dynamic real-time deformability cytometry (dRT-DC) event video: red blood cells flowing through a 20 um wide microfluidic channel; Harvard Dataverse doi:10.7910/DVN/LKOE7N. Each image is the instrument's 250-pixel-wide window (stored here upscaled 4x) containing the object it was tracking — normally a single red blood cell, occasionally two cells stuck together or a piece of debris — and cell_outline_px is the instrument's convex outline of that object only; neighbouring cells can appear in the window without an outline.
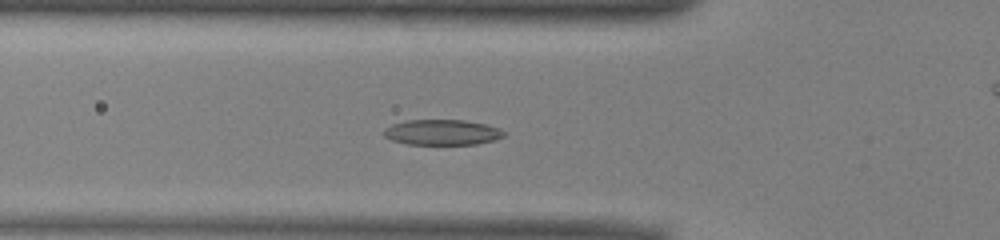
{"species": "common noctule bat (a hibernating species)", "species_latin": "Nyctalus noctula", "temperature_condition": "warm", "stored_images_in_passage": 48, "camera_frame_rate_fps": 3000, "um_per_image_px": 0.085, "animal": {"sex": "male", "body_mass_g": 13.0, "forearm_length_mm": 53.1}, "frame": {"image": 1, "passage_image": 14, "time_ms": 4.333, "image_size_px": [1000, 240], "cell_outline_px": [[504, 136], [496, 140], [476, 144], [408, 144], [392, 140], [384, 136], [384, 128], [392, 124], [404, 120], [464, 120], [484, 124], [500, 128], [504, 132]], "centroid_in_image_um": [37.57, 11.24], "position_along_channel_um": 88.2, "area_um2": 17.8}}
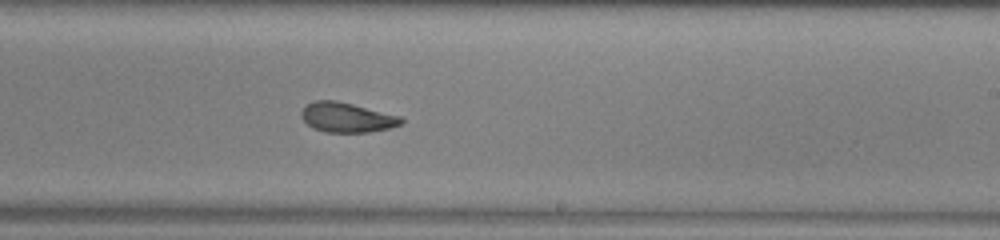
{"frame": {"image": 2, "passage_image": 27, "time_ms": 8.667, "image_size_px": [1000, 240], "cell_outline_px": [[404, 124], [388, 128], [368, 132], [324, 132], [312, 128], [300, 116], [300, 112], [308, 104], [316, 100], [336, 100], [400, 116], [404, 120]], "centroid_in_image_um": [29.48, 9.99], "position_along_channel_um": 259.5, "area_um2": 17.22}}
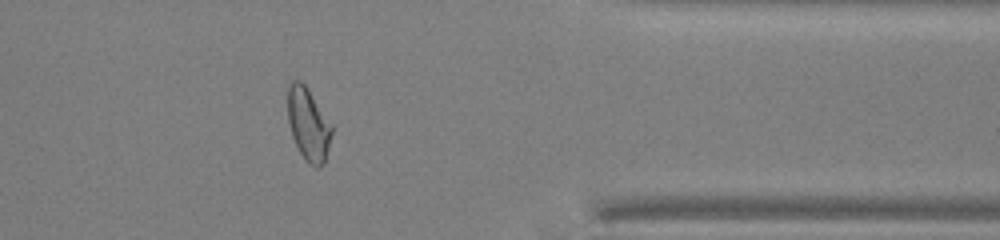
{"frame": {"image": 3, "passage_image": 38, "time_ms": 12.333, "image_size_px": [1000, 240], "cell_outline_px": [[332, 132], [324, 164], [320, 168], [316, 168], [308, 164], [300, 152], [292, 136], [288, 120], [288, 84], [292, 80], [300, 80], [304, 84], [332, 124]], "centroid_in_image_um": [26.2, 10.58], "position_along_channel_um": 385.2, "area_um2": 18.55}, "authors_computed_cell_mechanics": {"area_um2": 18.5538, "velocity_mm_per_s": 3.9517, "shape_relaxation_time_tau1_ms": 6.8896, "shape_relaxation_time_tau2_ms": 2.2671, "deformation_change_tau1": 0.1808, "deformation_change_tau2": 0.0862}}